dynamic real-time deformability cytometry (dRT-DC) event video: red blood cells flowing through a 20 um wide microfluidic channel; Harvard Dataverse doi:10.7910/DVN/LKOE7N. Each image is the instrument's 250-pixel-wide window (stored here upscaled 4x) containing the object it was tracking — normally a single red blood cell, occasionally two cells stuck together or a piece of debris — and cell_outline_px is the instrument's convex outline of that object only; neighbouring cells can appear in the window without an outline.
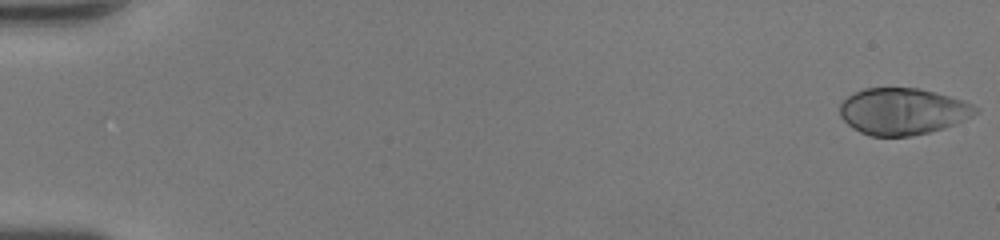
{"species": "human", "species_latin": "Homo sapiens", "temperature_condition": "room temperature", "stored_images_in_passage": 50, "camera_frame_rate_fps": 3000, "um_per_image_px": 0.085, "donor": {"sex": "female"}, "frame": {"image": 1, "passage_image": 1, "time_ms": 0.0, "image_size_px": [1000, 240], "cell_outline_px": [[980, 112], [956, 124], [944, 128], [928, 132], [908, 136], [872, 136], [860, 132], [852, 128], [840, 116], [840, 104], [848, 96], [864, 88], [920, 88], [964, 100], [980, 108]], "centroid_in_image_um": [76.76, 9.46], "position_along_channel_um": 8.2, "area_um2": 36.93}}
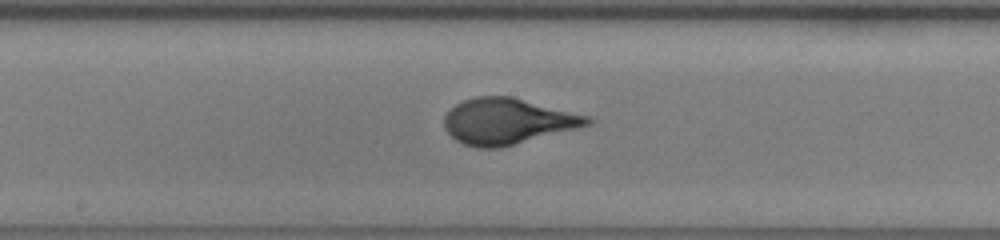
{"frame": {"image": 2, "passage_image": 28, "time_ms": 9.0, "image_size_px": [1000, 240], "cell_outline_px": [[592, 124], [500, 148], [476, 148], [464, 144], [456, 140], [444, 128], [444, 116], [456, 104], [464, 100], [476, 96], [512, 96], [592, 116]], "centroid_in_image_um": [43.16, 10.3], "position_along_channel_um": 205.0, "area_um2": 38.38}}
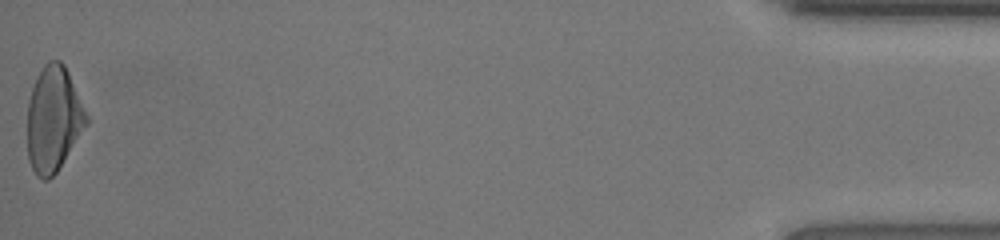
{"frame": {"image": 3, "passage_image": 50, "time_ms": 16.333, "image_size_px": [1000, 240], "cell_outline_px": [[88, 124], [56, 172], [48, 180], [44, 180], [36, 176], [28, 160], [28, 100], [36, 76], [44, 64], [48, 60], [60, 60], [64, 64], [68, 72], [88, 116]], "centroid_in_image_um": [4.54, 10.11], "position_along_channel_um": 430.7, "area_um2": 36.13}}